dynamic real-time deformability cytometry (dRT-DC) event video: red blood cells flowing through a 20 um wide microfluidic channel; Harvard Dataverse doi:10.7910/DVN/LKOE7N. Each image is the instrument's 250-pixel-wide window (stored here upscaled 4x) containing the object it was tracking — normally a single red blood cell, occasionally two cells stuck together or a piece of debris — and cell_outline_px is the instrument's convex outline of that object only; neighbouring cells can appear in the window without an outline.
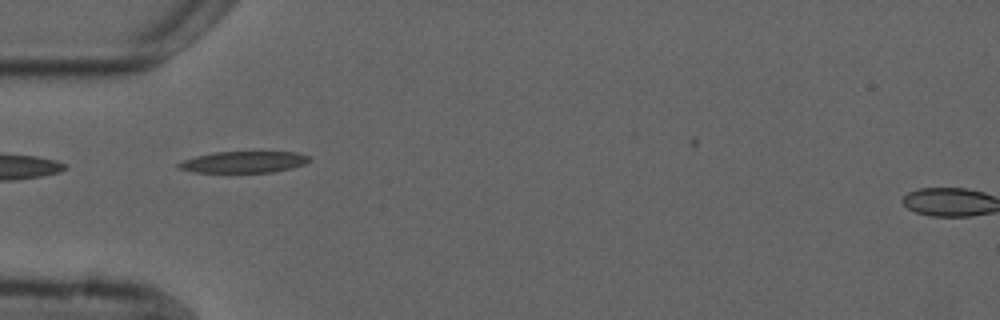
{"species": "common noctule bat (a hibernating species)", "species_latin": "Nyctalus noctula", "temperature_condition": "cold", "stored_images_in_passage": 7, "segment_of_instrument_passage": [2, 2], "camera_frame_rate_fps": 3000, "um_per_image_px": 0.085, "animal": {"sex": "male", "forearm_length_mm": 52.5}, "frame": {"image": 1, "passage_image": 5, "time_ms": 4.667, "image_size_px": [1000, 320], "cell_outline_px": [[312, 160], [304, 164], [292, 168], [272, 172], [196, 172], [176, 168], [176, 164], [184, 160], [196, 156], [216, 152], [296, 152], [308, 156]], "centroid_in_image_um": [20.72, 13.77], "position_along_channel_um": 64.3, "area_um2": 16.24}}
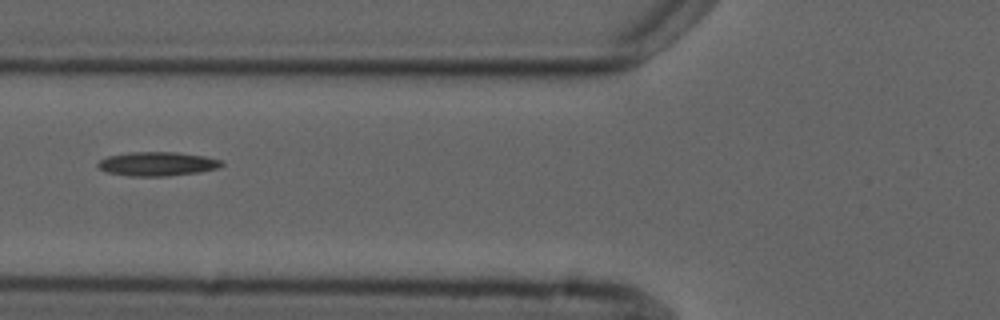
{"frame": {"image": 2, "passage_image": 6, "time_ms": 6.0, "image_size_px": [1000, 320], "cell_outline_px": [[224, 164], [216, 168], [200, 172], [168, 176], [128, 176], [108, 172], [100, 168], [96, 164], [100, 160], [108, 156], [128, 152], [176, 152], [204, 156], [220, 160]], "centroid_in_image_um": [13.35, 13.93], "position_along_channel_um": 112.4, "area_um2": 17.22}}
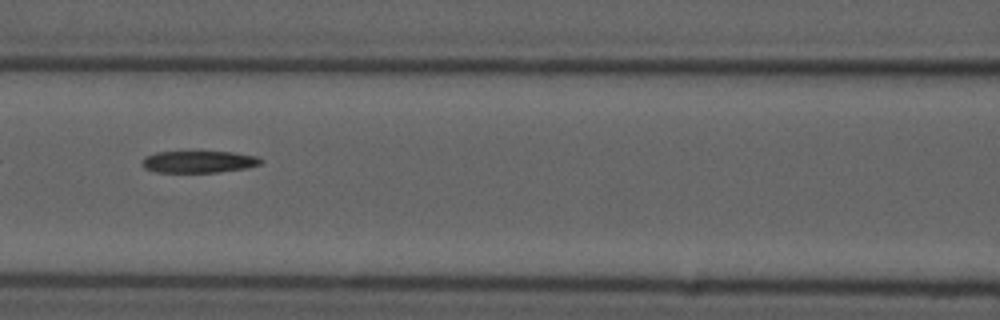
{"frame": {"image": 3, "passage_image": 7, "time_ms": 7.0, "image_size_px": [1000, 320], "cell_outline_px": [[264, 160], [260, 164], [248, 168], [216, 172], [156, 172], [144, 168], [144, 156], [156, 152], [236, 152], [260, 156]], "centroid_in_image_um": [16.97, 13.74], "position_along_channel_um": 149.6, "area_um2": 15.2}}